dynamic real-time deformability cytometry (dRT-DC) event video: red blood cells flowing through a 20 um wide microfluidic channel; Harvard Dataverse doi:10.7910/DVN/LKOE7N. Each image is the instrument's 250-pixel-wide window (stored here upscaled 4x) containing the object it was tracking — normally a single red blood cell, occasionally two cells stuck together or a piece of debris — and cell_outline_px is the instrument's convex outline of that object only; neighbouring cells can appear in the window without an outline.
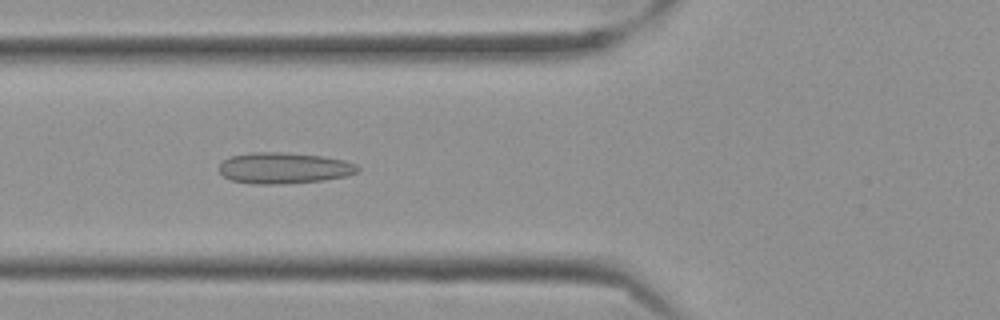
{"species": "Egyptian fruit bat (a non-hibernating species)", "species_latin": "Rousettus aegyptiacus", "temperature_condition": "cold", "stored_images_in_passage": 50, "camera_frame_rate_fps": 3000, "um_per_image_px": 0.085, "frame": {"image": 1, "passage_image": 18, "time_ms": 5.667, "image_size_px": [1000, 320], "cell_outline_px": [[360, 168], [356, 172], [344, 176], [324, 180], [284, 184], [252, 184], [232, 180], [224, 176], [220, 172], [220, 164], [224, 160], [232, 156], [252, 152], [280, 152], [320, 156], [344, 160], [356, 164]], "centroid_in_image_um": [24.13, 14.29], "position_along_channel_um": 101.7, "area_um2": 24.91}}
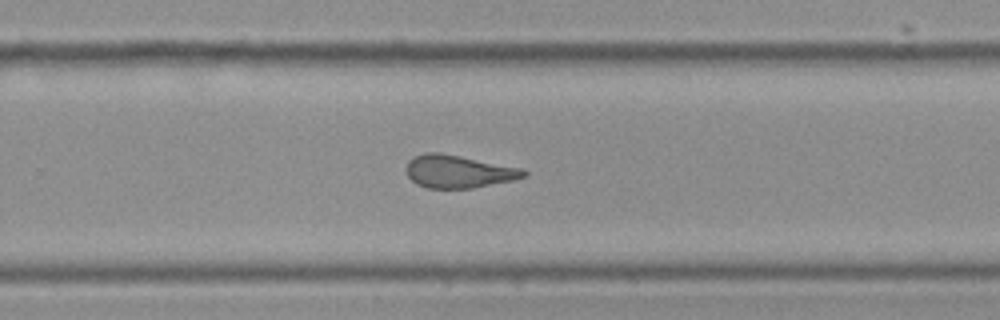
{"frame": {"image": 2, "passage_image": 34, "time_ms": 11.0, "image_size_px": [1000, 320], "cell_outline_px": [[528, 176], [512, 180], [472, 188], [428, 188], [416, 184], [408, 176], [404, 168], [408, 160], [412, 156], [428, 152], [440, 152], [524, 168], [528, 172]], "centroid_in_image_um": [38.96, 14.56], "position_along_channel_um": 290.8, "area_um2": 22.72}}
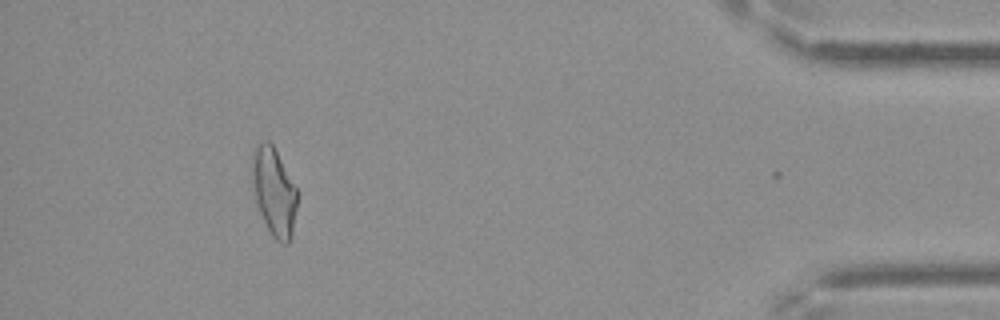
{"frame": {"image": 3, "passage_image": 49, "time_ms": 16.0, "image_size_px": [1000, 320], "cell_outline_px": [[296, 208], [292, 236], [288, 244], [284, 244], [276, 240], [272, 236], [260, 212], [256, 200], [252, 172], [252, 152], [256, 144], [260, 140], [268, 140], [272, 144], [296, 188]], "centroid_in_image_um": [23.28, 16.28], "position_along_channel_um": 411.9, "area_um2": 22.66}, "authors_computed_cell_mechanics": {"area_um2": 23.2645, "velocity_mm_per_s": 3.5429, "shape_relaxation_time_tau1_ms": null, "shape_relaxation_time_tau2_ms": 1.7116, "deformation_change_tau1": null, "deformation_change_tau2": 0.0971}}